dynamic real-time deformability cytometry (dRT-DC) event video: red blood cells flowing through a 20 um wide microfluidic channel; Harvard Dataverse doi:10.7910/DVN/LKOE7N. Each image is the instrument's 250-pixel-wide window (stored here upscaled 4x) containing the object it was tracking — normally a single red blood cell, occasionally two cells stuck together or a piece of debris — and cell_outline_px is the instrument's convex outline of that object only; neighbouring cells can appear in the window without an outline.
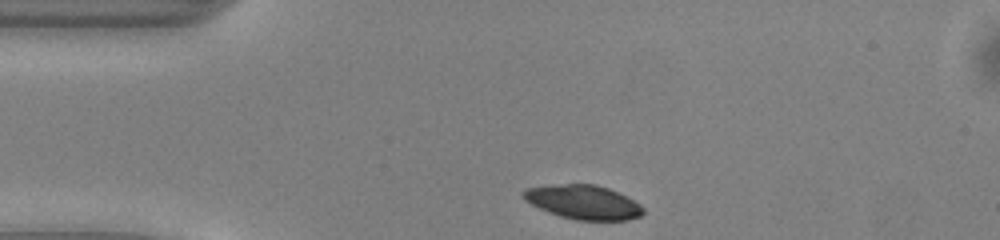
{"species": "common noctule bat (a hibernating species)", "species_latin": "Nyctalus noctula", "temperature_condition": "warm", "stored_images_in_passage": 41, "camera_frame_rate_fps": 3000, "um_per_image_px": 0.085, "animal": {"sex": "male", "body_mass_g": 13.0, "forearm_length_mm": 53.1}, "frame": {"image": 1, "passage_image": 1, "time_ms": 0.0, "image_size_px": [1000, 240], "cell_outline_px": [[644, 212], [640, 216], [624, 220], [576, 220], [560, 216], [548, 212], [524, 200], [520, 196], [520, 192], [528, 188], [564, 184], [596, 184], [608, 188], [640, 204], [644, 208]], "centroid_in_image_um": [49.56, 17.18], "position_along_channel_um": 35.4, "area_um2": 23.58}}
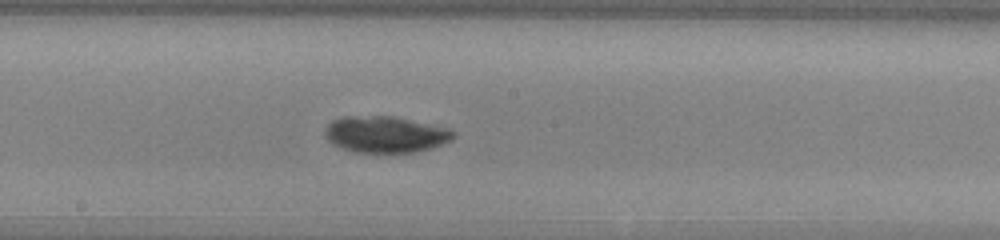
{"frame": {"image": 2, "passage_image": 17, "time_ms": 5.333, "image_size_px": [1000, 240], "cell_outline_px": [[456, 136], [452, 140], [432, 148], [416, 152], [356, 152], [332, 144], [328, 140], [324, 132], [324, 128], [332, 120], [344, 116], [392, 116], [456, 132]], "centroid_in_image_um": [32.7, 11.43], "position_along_channel_um": 215.5, "area_um2": 26.76}}
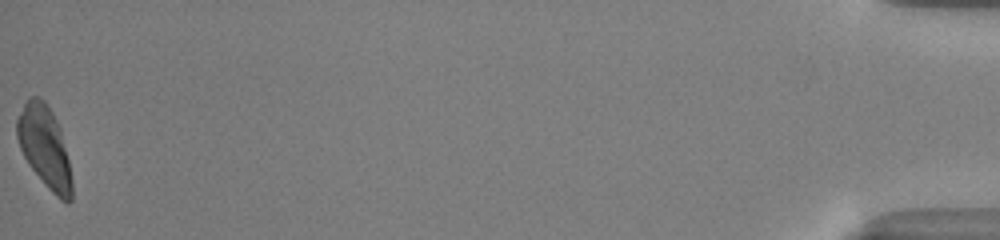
{"frame": {"image": 3, "passage_image": 41, "time_ms": 13.333, "image_size_px": [1000, 240], "cell_outline_px": [[72, 200], [68, 204], [60, 200], [48, 188], [28, 164], [20, 148], [16, 136], [16, 120], [24, 104], [32, 96], [40, 96], [44, 100], [52, 112], [60, 128], [68, 160], [72, 180]], "centroid_in_image_um": [3.79, 12.51], "position_along_channel_um": 431.4, "area_um2": 25.95}, "authors_computed_cell_mechanics": {"area_um2": 25.7788, "velocity_mm_per_s": 4.0462, "shape_relaxation_time_tau1_ms": 5.662, "shape_relaxation_time_tau2_ms": 0.939, "deformation_change_tau1": 0.2666, "deformation_change_tau2": 0.0309}}